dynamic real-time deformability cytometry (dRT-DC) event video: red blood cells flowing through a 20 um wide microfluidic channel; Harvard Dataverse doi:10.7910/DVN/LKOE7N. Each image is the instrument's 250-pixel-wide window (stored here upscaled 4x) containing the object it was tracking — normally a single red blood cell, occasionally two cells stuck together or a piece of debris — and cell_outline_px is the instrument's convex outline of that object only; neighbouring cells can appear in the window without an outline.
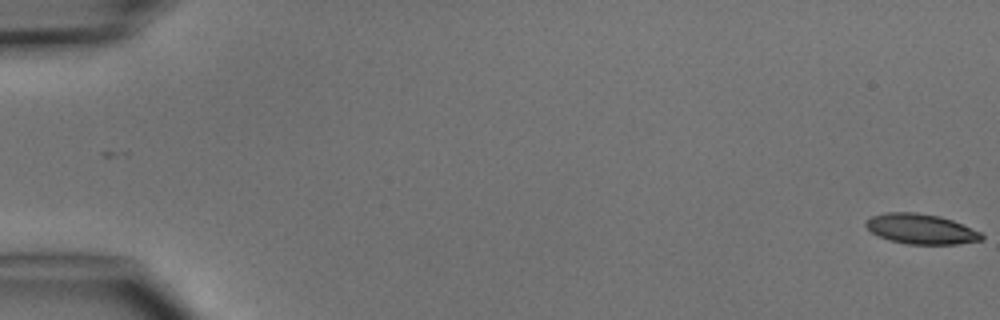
{"species": "common noctule bat (a hibernating species)", "species_latin": "Nyctalus noctula", "temperature_condition": "cold", "stored_images_in_passage": 5, "camera_frame_rate_fps": 3000, "um_per_image_px": 0.085, "animal": {"sex": "male", "body_mass_g": 15.6}, "frame": {"image": 1, "passage_image": 1, "time_ms": 0.0, "image_size_px": [1000, 320], "cell_outline_px": [[984, 236], [980, 240], [956, 244], [908, 244], [888, 240], [872, 232], [864, 224], [864, 220], [872, 216], [884, 212], [916, 212], [940, 216], [952, 220], [980, 232]], "centroid_in_image_um": [78.24, 19.45], "position_along_channel_um": 6.8, "area_um2": 20.23}}
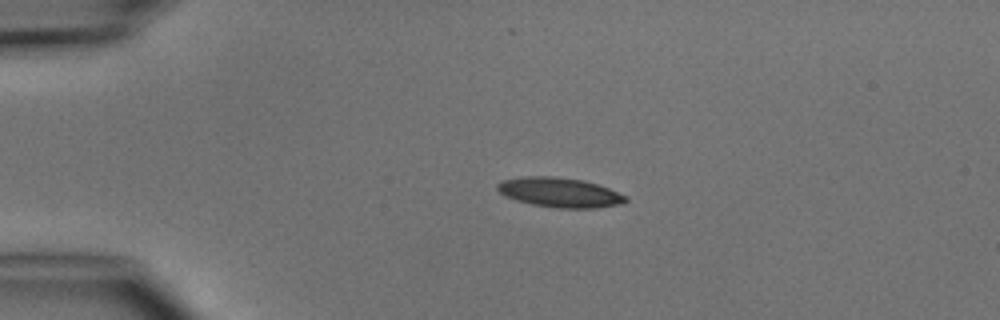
{"frame": {"image": 2, "passage_image": 4, "time_ms": 3.667, "image_size_px": [1000, 320], "cell_outline_px": [[628, 200], [620, 204], [596, 208], [556, 208], [532, 204], [516, 200], [504, 196], [496, 188], [496, 184], [500, 180], [520, 176], [552, 176], [584, 180], [608, 188], [628, 196]], "centroid_in_image_um": [47.54, 16.35], "position_along_channel_um": 37.5, "area_um2": 22.37}}